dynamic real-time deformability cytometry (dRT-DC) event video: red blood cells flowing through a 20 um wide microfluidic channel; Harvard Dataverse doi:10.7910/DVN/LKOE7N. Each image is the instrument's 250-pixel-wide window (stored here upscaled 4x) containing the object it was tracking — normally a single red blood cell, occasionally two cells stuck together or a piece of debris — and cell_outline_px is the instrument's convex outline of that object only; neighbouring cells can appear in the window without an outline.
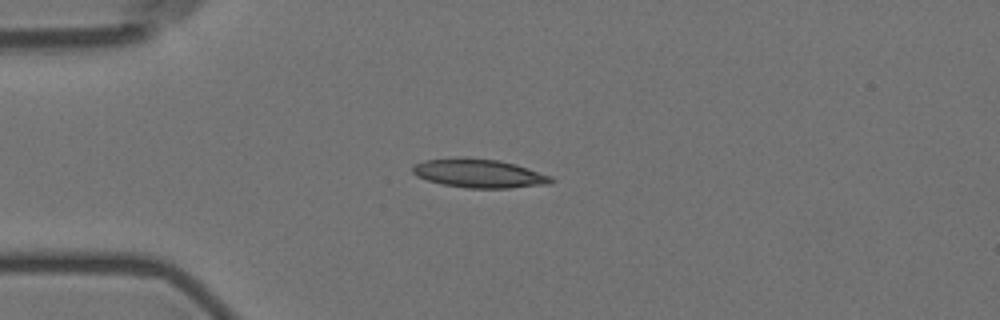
{"species": "Egyptian fruit bat (a non-hibernating species)", "species_latin": "Rousettus aegyptiacus", "temperature_condition": "room temperature", "stored_images_in_passage": 15, "camera_frame_rate_fps": 3000, "um_per_image_px": 0.085, "animal": {"sex": "female"}, "frame": {"image": 1, "passage_image": 4, "time_ms": 4.333, "image_size_px": [1000, 320], "cell_outline_px": [[556, 180], [552, 184], [508, 188], [468, 188], [440, 184], [416, 176], [412, 172], [412, 168], [416, 164], [424, 160], [456, 156], [464, 156], [500, 160], [516, 164], [552, 176]], "centroid_in_image_um": [40.73, 14.72], "position_along_channel_um": 44.3, "area_um2": 23.7}}
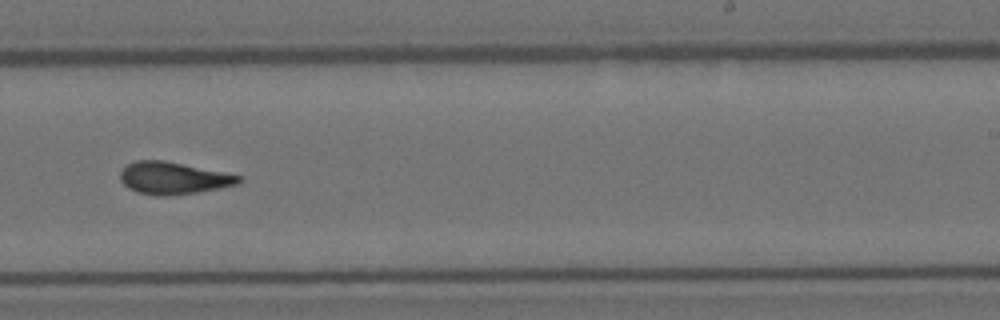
{"frame": {"image": 2, "passage_image": 10, "time_ms": 11.333, "image_size_px": [1000, 320], "cell_outline_px": [[244, 180], [236, 184], [220, 188], [196, 192], [164, 196], [156, 196], [136, 192], [128, 188], [120, 180], [120, 172], [128, 164], [136, 160], [164, 160], [240, 176]], "centroid_in_image_um": [14.68, 15.14], "position_along_channel_um": 274.3, "area_um2": 21.96}}
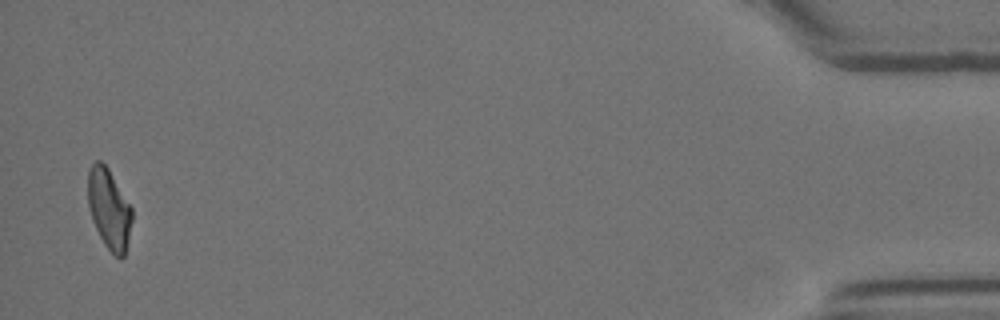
{"frame": {"image": 3, "passage_image": 15, "time_ms": 18.0, "image_size_px": [1000, 320], "cell_outline_px": [[132, 220], [128, 240], [124, 256], [120, 260], [104, 244], [92, 220], [88, 204], [88, 172], [92, 164], [96, 160], [100, 160], [108, 168], [132, 208]], "centroid_in_image_um": [9.27, 17.76], "position_along_channel_um": 425.9, "area_um2": 20.4}, "authors_computed_cell_mechanics": {"area_um2": 21.9062, "velocity_mm_per_s": 3.5871, "shape_relaxation_time_tau1_ms": 4.2944, "shape_relaxation_time_tau2_ms": 1.1966, "deformation_change_tau1": 0.1647, "deformation_change_tau2": 0.0926}}